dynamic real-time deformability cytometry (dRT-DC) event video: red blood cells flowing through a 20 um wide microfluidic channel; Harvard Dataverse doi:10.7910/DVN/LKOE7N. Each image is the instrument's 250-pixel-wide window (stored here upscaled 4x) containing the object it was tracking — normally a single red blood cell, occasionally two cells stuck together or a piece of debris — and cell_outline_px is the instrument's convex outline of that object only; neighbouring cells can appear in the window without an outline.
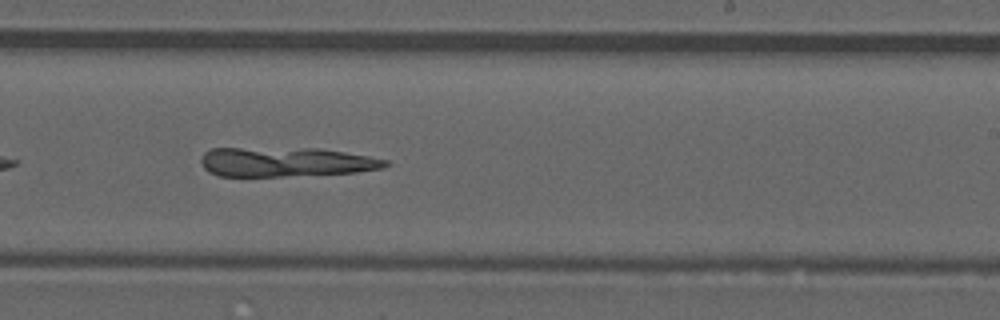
{"species": "common noctule bat (a hibernating species)", "species_latin": "Nyctalus noctula", "temperature_condition": "room temperature", "stored_images_in_passage": 36, "camera_frame_rate_fps": 3000, "um_per_image_px": 0.085, "animal": {"sex": "male", "forearm_length_mm": 52.5}, "frame": {"image": 1, "passage_image": 16, "time_ms": 5.0, "image_size_px": [1000, 320], "cell_outline_px": [[392, 164], [384, 168], [356, 172], [284, 176], [220, 176], [208, 172], [204, 168], [200, 160], [204, 152], [212, 148], [316, 148], [344, 152], [368, 156], [388, 160]], "centroid_in_image_um": [24.29, 13.76], "position_along_channel_um": 264.7, "area_um2": 31.67}}